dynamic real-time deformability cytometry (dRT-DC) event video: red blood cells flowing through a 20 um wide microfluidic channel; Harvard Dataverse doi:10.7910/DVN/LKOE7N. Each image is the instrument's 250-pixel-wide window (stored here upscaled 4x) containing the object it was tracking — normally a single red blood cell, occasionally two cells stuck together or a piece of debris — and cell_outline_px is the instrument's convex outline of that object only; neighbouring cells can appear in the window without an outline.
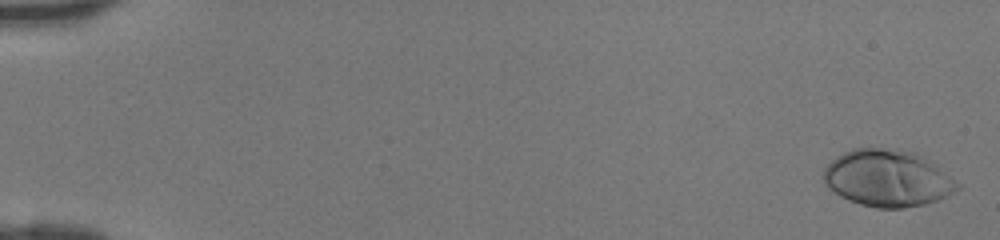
{"species": "human", "species_latin": "Homo sapiens", "temperature_condition": "room temperature", "stored_images_in_passage": 46, "camera_frame_rate_fps": 3000, "um_per_image_px": 0.085, "donor": {"sex": "female"}, "frame": {"image": 1, "passage_image": 1, "time_ms": 0.0, "image_size_px": [1000, 240], "cell_outline_px": [[960, 188], [936, 200], [924, 204], [904, 208], [876, 208], [860, 204], [848, 200], [840, 196], [828, 188], [824, 184], [824, 168], [836, 156], [852, 148], [884, 148], [916, 152], [924, 156], [956, 180], [960, 184]], "centroid_in_image_um": [75.42, 15.15], "position_along_channel_um": 9.6, "area_um2": 44.27}}
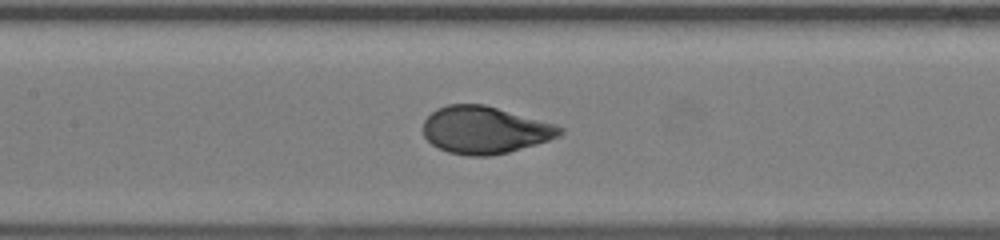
{"frame": {"image": 2, "passage_image": 23, "time_ms": 7.333, "image_size_px": [1000, 240], "cell_outline_px": [[564, 132], [548, 140], [536, 144], [508, 152], [488, 156], [468, 156], [448, 152], [432, 144], [424, 136], [424, 120], [436, 108], [448, 104], [484, 104], [556, 124], [564, 128]], "centroid_in_image_um": [41.21, 11.04], "position_along_channel_um": 166.2, "area_um2": 37.51}}
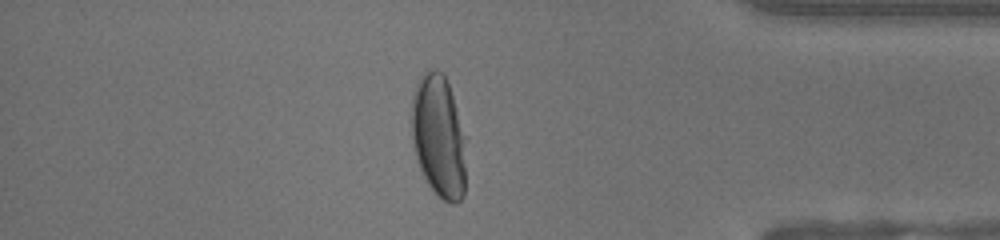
{"frame": {"image": 3, "passage_image": 40, "time_ms": 13.0, "image_size_px": [1000, 240], "cell_outline_px": [[464, 196], [456, 204], [452, 204], [444, 200], [428, 184], [416, 160], [412, 148], [412, 92], [420, 76], [424, 72], [432, 68], [436, 68], [444, 72], [452, 96], [464, 136]], "centroid_in_image_um": [37.25, 11.56], "position_along_channel_um": 398.0, "area_um2": 38.73}}